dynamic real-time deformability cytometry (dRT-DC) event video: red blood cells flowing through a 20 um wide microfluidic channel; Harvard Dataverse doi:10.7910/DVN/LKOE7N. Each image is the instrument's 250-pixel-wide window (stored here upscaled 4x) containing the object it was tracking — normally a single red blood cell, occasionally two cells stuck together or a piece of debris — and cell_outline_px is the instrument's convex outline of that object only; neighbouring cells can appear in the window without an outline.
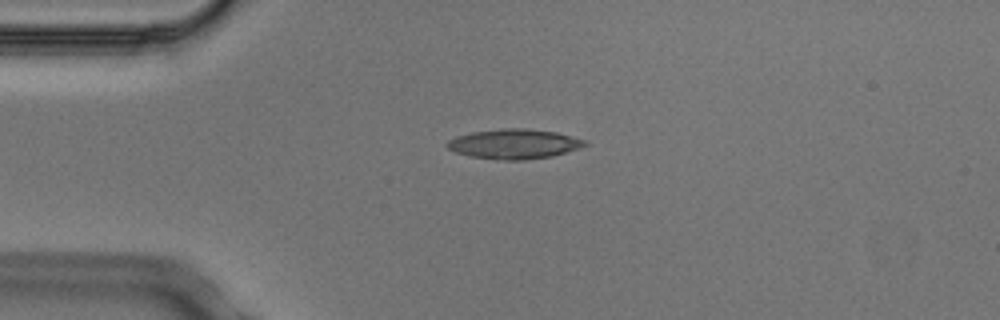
{"species": "Egyptian fruit bat (a non-hibernating species)", "species_latin": "Rousettus aegyptiacus", "temperature_condition": "cold", "stored_images_in_passage": 6, "camera_frame_rate_fps": 3000, "um_per_image_px": 0.085, "animal": {"sex": "male"}, "frame": {"image": 1, "passage_image": 1, "time_ms": 0.0, "image_size_px": [1000, 320], "cell_outline_px": [[588, 144], [580, 148], [552, 156], [524, 160], [504, 160], [472, 156], [456, 152], [448, 148], [444, 144], [448, 140], [456, 136], [472, 132], [504, 128], [524, 128], [556, 132], [584, 140]], "centroid_in_image_um": [43.69, 12.23], "position_along_channel_um": 41.3, "area_um2": 23.7}}
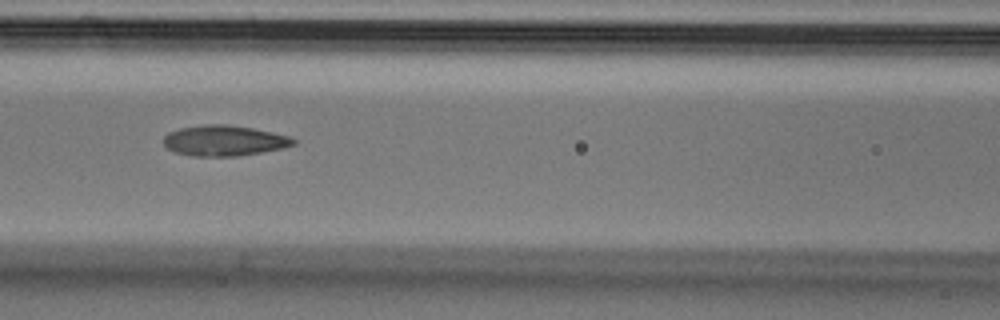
{"frame": {"image": 2, "passage_image": 4, "time_ms": 1.0, "image_size_px": [1000, 320], "cell_outline_px": [[296, 144], [284, 148], [236, 156], [192, 156], [176, 152], [168, 148], [164, 144], [164, 136], [168, 132], [180, 128], [204, 124], [228, 124], [252, 128], [272, 132], [288, 136], [296, 140]], "centroid_in_image_um": [19.05, 11.94], "position_along_channel_um": 147.5, "area_um2": 23.06}}
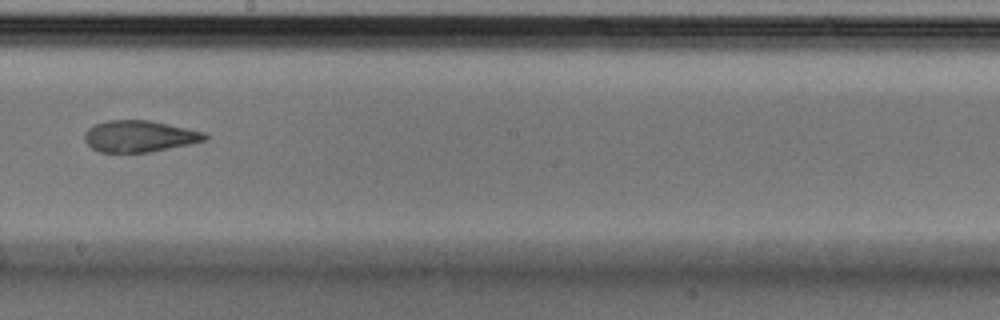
{"frame": {"image": 3, "passage_image": 6, "time_ms": 1.667, "image_size_px": [1000, 320], "cell_outline_px": [[208, 140], [192, 144], [148, 152], [100, 152], [92, 148], [84, 140], [84, 132], [92, 124], [104, 120], [152, 120], [204, 132], [208, 136]], "centroid_in_image_um": [11.84, 11.57], "position_along_channel_um": 236.4, "area_um2": 22.37}}